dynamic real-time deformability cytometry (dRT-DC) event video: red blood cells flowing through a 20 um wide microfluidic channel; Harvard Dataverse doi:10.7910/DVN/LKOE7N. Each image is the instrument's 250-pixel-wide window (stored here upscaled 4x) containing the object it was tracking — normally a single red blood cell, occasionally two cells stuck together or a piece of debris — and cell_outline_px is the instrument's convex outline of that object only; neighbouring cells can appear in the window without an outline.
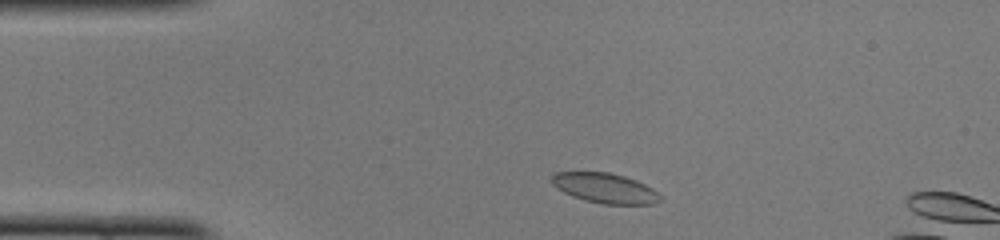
{"species": "common noctule bat (a hibernating species)", "species_latin": "Nyctalus noctula", "temperature_condition": "cold", "stored_images_in_passage": 43, "camera_frame_rate_fps": 3000, "um_per_image_px": 0.085, "animal": {"sex": "female", "body_mass_g": 22.0, "forearm_length_mm": 56.7}, "frame": {"image": 1, "passage_image": 3, "time_ms": 0.667, "image_size_px": [1000, 240], "cell_outline_px": [[664, 200], [652, 204], [604, 204], [584, 200], [572, 196], [564, 192], [552, 184], [552, 176], [556, 172], [608, 172], [624, 176], [636, 180], [652, 188]], "centroid_in_image_um": [51.44, 15.99], "position_along_channel_um": 33.6, "area_um2": 18.84}}
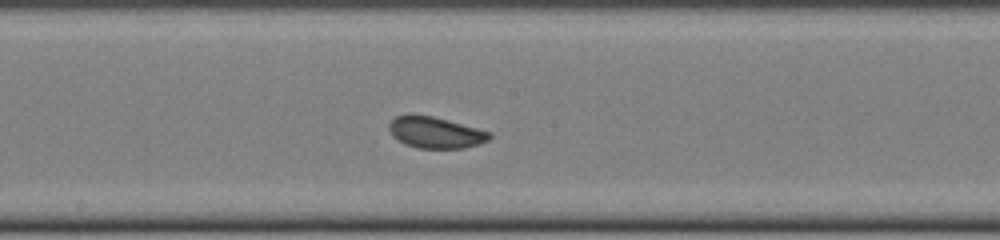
{"frame": {"image": 2, "passage_image": 19, "time_ms": 6.0, "image_size_px": [1000, 240], "cell_outline_px": [[492, 136], [488, 140], [480, 144], [464, 148], [416, 148], [404, 144], [392, 136], [388, 128], [388, 124], [396, 116], [432, 116], [448, 120], [492, 132]], "centroid_in_image_um": [37.04, 11.29], "position_along_channel_um": 211.2, "area_um2": 18.21}}
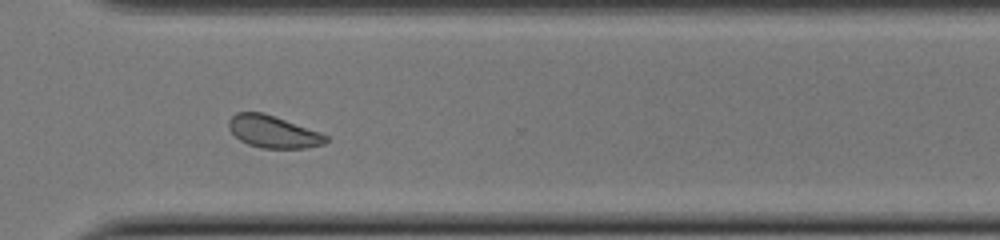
{"frame": {"image": 3, "passage_image": 29, "time_ms": 9.333, "image_size_px": [1000, 240], "cell_outline_px": [[328, 140], [324, 144], [308, 148], [260, 148], [248, 144], [240, 140], [228, 128], [228, 120], [236, 112], [264, 112], [320, 132], [328, 136]], "centroid_in_image_um": [23.22, 11.19], "position_along_channel_um": 347.4, "area_um2": 18.32}, "authors_computed_cell_mechanics": {"area_um2": 18.7272, "velocity_mm_per_s": 4.0601, "shape_relaxation_time_tau1_ms": 2.1663, "shape_relaxation_time_tau2_ms": null, "deformation_change_tau1": 0.0554, "deformation_change_tau2": null}}